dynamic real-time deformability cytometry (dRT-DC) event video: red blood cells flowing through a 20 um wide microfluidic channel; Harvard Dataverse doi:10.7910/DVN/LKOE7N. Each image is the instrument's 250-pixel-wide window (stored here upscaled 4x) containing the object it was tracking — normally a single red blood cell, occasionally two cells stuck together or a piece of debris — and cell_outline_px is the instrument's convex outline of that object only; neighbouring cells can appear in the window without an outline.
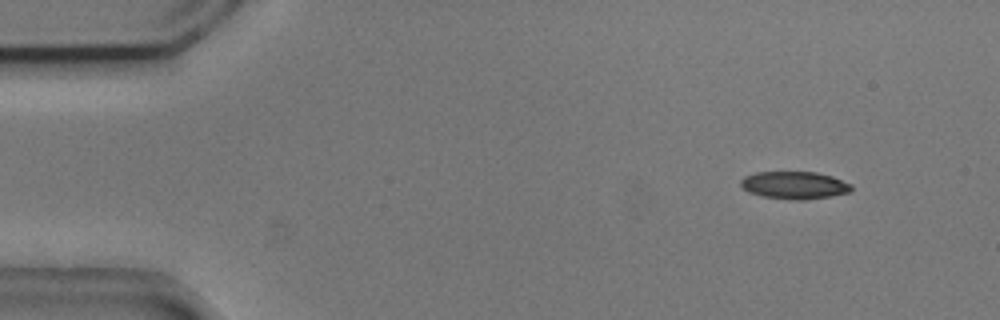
{"species": "common noctule bat (a hibernating species)", "species_latin": "Nyctalus noctula", "temperature_condition": "cold", "stored_images_in_passage": 5, "camera_frame_rate_fps": 3000, "um_per_image_px": 0.085, "animal": {"sex": "male", "body_mass_g": 20.5, "forearm_length_mm": 52.5}, "frame": {"image": 1, "passage_image": 1, "time_ms": 0.0, "image_size_px": [1000, 320], "cell_outline_px": [[852, 192], [832, 196], [804, 200], [796, 200], [764, 196], [748, 192], [740, 184], [740, 180], [744, 176], [756, 172], [816, 172], [832, 176], [852, 184]], "centroid_in_image_um": [67.56, 15.74], "position_along_channel_um": 17.4, "area_um2": 17.8}}
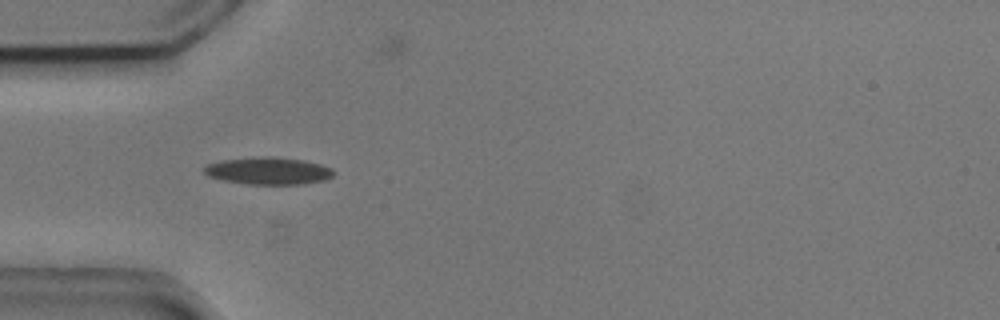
{"frame": {"image": 2, "passage_image": 4, "time_ms": 1.0, "image_size_px": [1000, 320], "cell_outline_px": [[336, 172], [332, 176], [324, 180], [300, 184], [248, 184], [224, 180], [208, 176], [204, 172], [204, 168], [208, 164], [220, 160], [252, 156], [272, 156], [304, 160], [320, 164], [332, 168]], "centroid_in_image_um": [22.81, 14.5], "position_along_channel_um": 62.2, "area_um2": 20.69}}